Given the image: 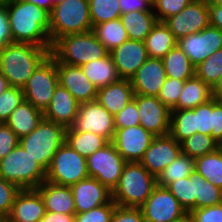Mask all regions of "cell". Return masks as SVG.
I'll use <instances>...</instances> for the list:
<instances>
[{
    "instance_id": "1",
    "label": "cell",
    "mask_w": 222,
    "mask_h": 222,
    "mask_svg": "<svg viewBox=\"0 0 222 222\" xmlns=\"http://www.w3.org/2000/svg\"><path fill=\"white\" fill-rule=\"evenodd\" d=\"M13 43H29L51 48L49 13L21 0H6Z\"/></svg>"
},
{
    "instance_id": "2",
    "label": "cell",
    "mask_w": 222,
    "mask_h": 222,
    "mask_svg": "<svg viewBox=\"0 0 222 222\" xmlns=\"http://www.w3.org/2000/svg\"><path fill=\"white\" fill-rule=\"evenodd\" d=\"M51 48L12 43L0 50V72L10 86L22 88L35 69L50 55Z\"/></svg>"
},
{
    "instance_id": "3",
    "label": "cell",
    "mask_w": 222,
    "mask_h": 222,
    "mask_svg": "<svg viewBox=\"0 0 222 222\" xmlns=\"http://www.w3.org/2000/svg\"><path fill=\"white\" fill-rule=\"evenodd\" d=\"M156 185V177L140 162H127L111 197L118 206L140 208Z\"/></svg>"
},
{
    "instance_id": "4",
    "label": "cell",
    "mask_w": 222,
    "mask_h": 222,
    "mask_svg": "<svg viewBox=\"0 0 222 222\" xmlns=\"http://www.w3.org/2000/svg\"><path fill=\"white\" fill-rule=\"evenodd\" d=\"M108 53L92 31L59 37L52 43L50 50V55L57 63L73 66L101 59Z\"/></svg>"
},
{
    "instance_id": "5",
    "label": "cell",
    "mask_w": 222,
    "mask_h": 222,
    "mask_svg": "<svg viewBox=\"0 0 222 222\" xmlns=\"http://www.w3.org/2000/svg\"><path fill=\"white\" fill-rule=\"evenodd\" d=\"M51 43L69 34L92 31L88 0H66L54 5L49 14Z\"/></svg>"
},
{
    "instance_id": "6",
    "label": "cell",
    "mask_w": 222,
    "mask_h": 222,
    "mask_svg": "<svg viewBox=\"0 0 222 222\" xmlns=\"http://www.w3.org/2000/svg\"><path fill=\"white\" fill-rule=\"evenodd\" d=\"M0 177L21 189H36L46 180V170L18 144L0 160Z\"/></svg>"
},
{
    "instance_id": "7",
    "label": "cell",
    "mask_w": 222,
    "mask_h": 222,
    "mask_svg": "<svg viewBox=\"0 0 222 222\" xmlns=\"http://www.w3.org/2000/svg\"><path fill=\"white\" fill-rule=\"evenodd\" d=\"M65 141L66 128L43 119L35 130L19 139V144L47 170L58 148Z\"/></svg>"
},
{
    "instance_id": "8",
    "label": "cell",
    "mask_w": 222,
    "mask_h": 222,
    "mask_svg": "<svg viewBox=\"0 0 222 222\" xmlns=\"http://www.w3.org/2000/svg\"><path fill=\"white\" fill-rule=\"evenodd\" d=\"M87 177L86 158L66 142L58 148L46 170V181L58 185L71 186Z\"/></svg>"
},
{
    "instance_id": "9",
    "label": "cell",
    "mask_w": 222,
    "mask_h": 222,
    "mask_svg": "<svg viewBox=\"0 0 222 222\" xmlns=\"http://www.w3.org/2000/svg\"><path fill=\"white\" fill-rule=\"evenodd\" d=\"M59 85L57 62L49 55L29 77L23 87L24 100L44 111Z\"/></svg>"
},
{
    "instance_id": "10",
    "label": "cell",
    "mask_w": 222,
    "mask_h": 222,
    "mask_svg": "<svg viewBox=\"0 0 222 222\" xmlns=\"http://www.w3.org/2000/svg\"><path fill=\"white\" fill-rule=\"evenodd\" d=\"M89 177L97 179L110 191L117 185L127 163L117 152L112 142L86 158Z\"/></svg>"
},
{
    "instance_id": "11",
    "label": "cell",
    "mask_w": 222,
    "mask_h": 222,
    "mask_svg": "<svg viewBox=\"0 0 222 222\" xmlns=\"http://www.w3.org/2000/svg\"><path fill=\"white\" fill-rule=\"evenodd\" d=\"M79 132H92L112 142L115 134L114 116L97 100L79 105L78 114L72 126Z\"/></svg>"
},
{
    "instance_id": "12",
    "label": "cell",
    "mask_w": 222,
    "mask_h": 222,
    "mask_svg": "<svg viewBox=\"0 0 222 222\" xmlns=\"http://www.w3.org/2000/svg\"><path fill=\"white\" fill-rule=\"evenodd\" d=\"M140 209L145 222H174L187 214L167 187L159 185L154 187Z\"/></svg>"
},
{
    "instance_id": "13",
    "label": "cell",
    "mask_w": 222,
    "mask_h": 222,
    "mask_svg": "<svg viewBox=\"0 0 222 222\" xmlns=\"http://www.w3.org/2000/svg\"><path fill=\"white\" fill-rule=\"evenodd\" d=\"M164 23L176 40L198 33L210 24L208 1L192 0L187 7L166 19Z\"/></svg>"
},
{
    "instance_id": "14",
    "label": "cell",
    "mask_w": 222,
    "mask_h": 222,
    "mask_svg": "<svg viewBox=\"0 0 222 222\" xmlns=\"http://www.w3.org/2000/svg\"><path fill=\"white\" fill-rule=\"evenodd\" d=\"M176 45L188 56L194 67L222 48V31L208 25L198 33L177 40Z\"/></svg>"
},
{
    "instance_id": "15",
    "label": "cell",
    "mask_w": 222,
    "mask_h": 222,
    "mask_svg": "<svg viewBox=\"0 0 222 222\" xmlns=\"http://www.w3.org/2000/svg\"><path fill=\"white\" fill-rule=\"evenodd\" d=\"M140 125L154 136L170 132L171 110L157 96L134 94Z\"/></svg>"
},
{
    "instance_id": "16",
    "label": "cell",
    "mask_w": 222,
    "mask_h": 222,
    "mask_svg": "<svg viewBox=\"0 0 222 222\" xmlns=\"http://www.w3.org/2000/svg\"><path fill=\"white\" fill-rule=\"evenodd\" d=\"M154 137L141 125L116 128L112 143L126 162H140Z\"/></svg>"
},
{
    "instance_id": "17",
    "label": "cell",
    "mask_w": 222,
    "mask_h": 222,
    "mask_svg": "<svg viewBox=\"0 0 222 222\" xmlns=\"http://www.w3.org/2000/svg\"><path fill=\"white\" fill-rule=\"evenodd\" d=\"M181 153V144L170 134L155 136L140 163L157 178Z\"/></svg>"
},
{
    "instance_id": "18",
    "label": "cell",
    "mask_w": 222,
    "mask_h": 222,
    "mask_svg": "<svg viewBox=\"0 0 222 222\" xmlns=\"http://www.w3.org/2000/svg\"><path fill=\"white\" fill-rule=\"evenodd\" d=\"M59 84L80 103L96 100L98 89L84 74L80 66L57 63Z\"/></svg>"
},
{
    "instance_id": "19",
    "label": "cell",
    "mask_w": 222,
    "mask_h": 222,
    "mask_svg": "<svg viewBox=\"0 0 222 222\" xmlns=\"http://www.w3.org/2000/svg\"><path fill=\"white\" fill-rule=\"evenodd\" d=\"M166 79L162 60L148 57L130 81L134 94L158 96Z\"/></svg>"
},
{
    "instance_id": "20",
    "label": "cell",
    "mask_w": 222,
    "mask_h": 222,
    "mask_svg": "<svg viewBox=\"0 0 222 222\" xmlns=\"http://www.w3.org/2000/svg\"><path fill=\"white\" fill-rule=\"evenodd\" d=\"M118 76L130 79L147 60V50L144 41L126 40L110 52Z\"/></svg>"
},
{
    "instance_id": "21",
    "label": "cell",
    "mask_w": 222,
    "mask_h": 222,
    "mask_svg": "<svg viewBox=\"0 0 222 222\" xmlns=\"http://www.w3.org/2000/svg\"><path fill=\"white\" fill-rule=\"evenodd\" d=\"M76 213L89 211L107 204L111 199V191L97 179L87 177L70 186Z\"/></svg>"
},
{
    "instance_id": "22",
    "label": "cell",
    "mask_w": 222,
    "mask_h": 222,
    "mask_svg": "<svg viewBox=\"0 0 222 222\" xmlns=\"http://www.w3.org/2000/svg\"><path fill=\"white\" fill-rule=\"evenodd\" d=\"M46 209L36 189H21L16 195L7 222H40Z\"/></svg>"
},
{
    "instance_id": "23",
    "label": "cell",
    "mask_w": 222,
    "mask_h": 222,
    "mask_svg": "<svg viewBox=\"0 0 222 222\" xmlns=\"http://www.w3.org/2000/svg\"><path fill=\"white\" fill-rule=\"evenodd\" d=\"M80 103L60 84L55 89L52 99L43 111L44 119L55 122L63 127L73 126L78 114Z\"/></svg>"
},
{
    "instance_id": "24",
    "label": "cell",
    "mask_w": 222,
    "mask_h": 222,
    "mask_svg": "<svg viewBox=\"0 0 222 222\" xmlns=\"http://www.w3.org/2000/svg\"><path fill=\"white\" fill-rule=\"evenodd\" d=\"M36 190L43 198L47 212L76 214L73 192L70 186L42 182Z\"/></svg>"
},
{
    "instance_id": "25",
    "label": "cell",
    "mask_w": 222,
    "mask_h": 222,
    "mask_svg": "<svg viewBox=\"0 0 222 222\" xmlns=\"http://www.w3.org/2000/svg\"><path fill=\"white\" fill-rule=\"evenodd\" d=\"M134 97L130 79L120 78L98 89L96 100L113 116L117 115Z\"/></svg>"
},
{
    "instance_id": "26",
    "label": "cell",
    "mask_w": 222,
    "mask_h": 222,
    "mask_svg": "<svg viewBox=\"0 0 222 222\" xmlns=\"http://www.w3.org/2000/svg\"><path fill=\"white\" fill-rule=\"evenodd\" d=\"M44 119L43 111L23 100L5 122L18 136L22 138L35 130Z\"/></svg>"
},
{
    "instance_id": "27",
    "label": "cell",
    "mask_w": 222,
    "mask_h": 222,
    "mask_svg": "<svg viewBox=\"0 0 222 222\" xmlns=\"http://www.w3.org/2000/svg\"><path fill=\"white\" fill-rule=\"evenodd\" d=\"M213 98L212 89L194 75L185 80L178 103L171 110L193 109Z\"/></svg>"
},
{
    "instance_id": "28",
    "label": "cell",
    "mask_w": 222,
    "mask_h": 222,
    "mask_svg": "<svg viewBox=\"0 0 222 222\" xmlns=\"http://www.w3.org/2000/svg\"><path fill=\"white\" fill-rule=\"evenodd\" d=\"M80 67L97 89L106 87L120 79L110 53L101 59L93 60Z\"/></svg>"
},
{
    "instance_id": "29",
    "label": "cell",
    "mask_w": 222,
    "mask_h": 222,
    "mask_svg": "<svg viewBox=\"0 0 222 222\" xmlns=\"http://www.w3.org/2000/svg\"><path fill=\"white\" fill-rule=\"evenodd\" d=\"M144 42L148 57L162 59L176 46L177 40L164 22L157 21Z\"/></svg>"
},
{
    "instance_id": "30",
    "label": "cell",
    "mask_w": 222,
    "mask_h": 222,
    "mask_svg": "<svg viewBox=\"0 0 222 222\" xmlns=\"http://www.w3.org/2000/svg\"><path fill=\"white\" fill-rule=\"evenodd\" d=\"M120 19L126 30L128 39L145 41L151 28L157 22L153 11H135L121 14Z\"/></svg>"
},
{
    "instance_id": "31",
    "label": "cell",
    "mask_w": 222,
    "mask_h": 222,
    "mask_svg": "<svg viewBox=\"0 0 222 222\" xmlns=\"http://www.w3.org/2000/svg\"><path fill=\"white\" fill-rule=\"evenodd\" d=\"M167 78L187 80L195 75V67L177 45L162 59Z\"/></svg>"
},
{
    "instance_id": "32",
    "label": "cell",
    "mask_w": 222,
    "mask_h": 222,
    "mask_svg": "<svg viewBox=\"0 0 222 222\" xmlns=\"http://www.w3.org/2000/svg\"><path fill=\"white\" fill-rule=\"evenodd\" d=\"M65 142L85 158L109 143L103 136L92 132H79L73 127L66 129Z\"/></svg>"
},
{
    "instance_id": "33",
    "label": "cell",
    "mask_w": 222,
    "mask_h": 222,
    "mask_svg": "<svg viewBox=\"0 0 222 222\" xmlns=\"http://www.w3.org/2000/svg\"><path fill=\"white\" fill-rule=\"evenodd\" d=\"M194 170L206 181L222 189V146L194 159Z\"/></svg>"
},
{
    "instance_id": "34",
    "label": "cell",
    "mask_w": 222,
    "mask_h": 222,
    "mask_svg": "<svg viewBox=\"0 0 222 222\" xmlns=\"http://www.w3.org/2000/svg\"><path fill=\"white\" fill-rule=\"evenodd\" d=\"M92 32L109 53L128 40L126 30L120 18L94 25Z\"/></svg>"
},
{
    "instance_id": "35",
    "label": "cell",
    "mask_w": 222,
    "mask_h": 222,
    "mask_svg": "<svg viewBox=\"0 0 222 222\" xmlns=\"http://www.w3.org/2000/svg\"><path fill=\"white\" fill-rule=\"evenodd\" d=\"M167 189L179 201V204L189 213L195 209L196 171L190 176L178 179L168 184Z\"/></svg>"
},
{
    "instance_id": "36",
    "label": "cell",
    "mask_w": 222,
    "mask_h": 222,
    "mask_svg": "<svg viewBox=\"0 0 222 222\" xmlns=\"http://www.w3.org/2000/svg\"><path fill=\"white\" fill-rule=\"evenodd\" d=\"M193 171L194 159L181 153L158 175L157 185L166 187L171 182L190 176Z\"/></svg>"
},
{
    "instance_id": "37",
    "label": "cell",
    "mask_w": 222,
    "mask_h": 222,
    "mask_svg": "<svg viewBox=\"0 0 222 222\" xmlns=\"http://www.w3.org/2000/svg\"><path fill=\"white\" fill-rule=\"evenodd\" d=\"M194 133V110H171L169 134L178 143H181L185 139L191 137Z\"/></svg>"
},
{
    "instance_id": "38",
    "label": "cell",
    "mask_w": 222,
    "mask_h": 222,
    "mask_svg": "<svg viewBox=\"0 0 222 222\" xmlns=\"http://www.w3.org/2000/svg\"><path fill=\"white\" fill-rule=\"evenodd\" d=\"M180 144L182 153L193 159L214 152L221 146L212 136L199 132L194 133Z\"/></svg>"
},
{
    "instance_id": "39",
    "label": "cell",
    "mask_w": 222,
    "mask_h": 222,
    "mask_svg": "<svg viewBox=\"0 0 222 222\" xmlns=\"http://www.w3.org/2000/svg\"><path fill=\"white\" fill-rule=\"evenodd\" d=\"M222 74V48L195 67V75L211 89L216 85Z\"/></svg>"
},
{
    "instance_id": "40",
    "label": "cell",
    "mask_w": 222,
    "mask_h": 222,
    "mask_svg": "<svg viewBox=\"0 0 222 222\" xmlns=\"http://www.w3.org/2000/svg\"><path fill=\"white\" fill-rule=\"evenodd\" d=\"M92 26L121 16L118 0H88Z\"/></svg>"
},
{
    "instance_id": "41",
    "label": "cell",
    "mask_w": 222,
    "mask_h": 222,
    "mask_svg": "<svg viewBox=\"0 0 222 222\" xmlns=\"http://www.w3.org/2000/svg\"><path fill=\"white\" fill-rule=\"evenodd\" d=\"M222 203V189L214 186L196 172L195 209Z\"/></svg>"
},
{
    "instance_id": "42",
    "label": "cell",
    "mask_w": 222,
    "mask_h": 222,
    "mask_svg": "<svg viewBox=\"0 0 222 222\" xmlns=\"http://www.w3.org/2000/svg\"><path fill=\"white\" fill-rule=\"evenodd\" d=\"M24 100L22 88L8 87L0 95V123H5L13 110Z\"/></svg>"
},
{
    "instance_id": "43",
    "label": "cell",
    "mask_w": 222,
    "mask_h": 222,
    "mask_svg": "<svg viewBox=\"0 0 222 222\" xmlns=\"http://www.w3.org/2000/svg\"><path fill=\"white\" fill-rule=\"evenodd\" d=\"M194 110V130L211 136L213 128V98L204 104L193 108Z\"/></svg>"
},
{
    "instance_id": "44",
    "label": "cell",
    "mask_w": 222,
    "mask_h": 222,
    "mask_svg": "<svg viewBox=\"0 0 222 222\" xmlns=\"http://www.w3.org/2000/svg\"><path fill=\"white\" fill-rule=\"evenodd\" d=\"M192 0H153L152 9L156 20L164 22L169 17L178 14Z\"/></svg>"
},
{
    "instance_id": "45",
    "label": "cell",
    "mask_w": 222,
    "mask_h": 222,
    "mask_svg": "<svg viewBox=\"0 0 222 222\" xmlns=\"http://www.w3.org/2000/svg\"><path fill=\"white\" fill-rule=\"evenodd\" d=\"M116 203L111 199L107 204L89 211L76 213L75 222H111Z\"/></svg>"
},
{
    "instance_id": "46",
    "label": "cell",
    "mask_w": 222,
    "mask_h": 222,
    "mask_svg": "<svg viewBox=\"0 0 222 222\" xmlns=\"http://www.w3.org/2000/svg\"><path fill=\"white\" fill-rule=\"evenodd\" d=\"M185 80L167 78L157 96L170 110L178 103Z\"/></svg>"
},
{
    "instance_id": "47",
    "label": "cell",
    "mask_w": 222,
    "mask_h": 222,
    "mask_svg": "<svg viewBox=\"0 0 222 222\" xmlns=\"http://www.w3.org/2000/svg\"><path fill=\"white\" fill-rule=\"evenodd\" d=\"M21 188L0 177V215L7 217L11 211L16 195Z\"/></svg>"
},
{
    "instance_id": "48",
    "label": "cell",
    "mask_w": 222,
    "mask_h": 222,
    "mask_svg": "<svg viewBox=\"0 0 222 222\" xmlns=\"http://www.w3.org/2000/svg\"><path fill=\"white\" fill-rule=\"evenodd\" d=\"M115 128H127L140 125L136 101L132 99L117 115L114 116Z\"/></svg>"
},
{
    "instance_id": "49",
    "label": "cell",
    "mask_w": 222,
    "mask_h": 222,
    "mask_svg": "<svg viewBox=\"0 0 222 222\" xmlns=\"http://www.w3.org/2000/svg\"><path fill=\"white\" fill-rule=\"evenodd\" d=\"M189 214L194 222H222V203L194 209Z\"/></svg>"
},
{
    "instance_id": "50",
    "label": "cell",
    "mask_w": 222,
    "mask_h": 222,
    "mask_svg": "<svg viewBox=\"0 0 222 222\" xmlns=\"http://www.w3.org/2000/svg\"><path fill=\"white\" fill-rule=\"evenodd\" d=\"M19 144V138L6 124L0 123V160Z\"/></svg>"
},
{
    "instance_id": "51",
    "label": "cell",
    "mask_w": 222,
    "mask_h": 222,
    "mask_svg": "<svg viewBox=\"0 0 222 222\" xmlns=\"http://www.w3.org/2000/svg\"><path fill=\"white\" fill-rule=\"evenodd\" d=\"M111 222H145V220L140 208L116 205Z\"/></svg>"
},
{
    "instance_id": "52",
    "label": "cell",
    "mask_w": 222,
    "mask_h": 222,
    "mask_svg": "<svg viewBox=\"0 0 222 222\" xmlns=\"http://www.w3.org/2000/svg\"><path fill=\"white\" fill-rule=\"evenodd\" d=\"M12 43L6 0H0V50Z\"/></svg>"
},
{
    "instance_id": "53",
    "label": "cell",
    "mask_w": 222,
    "mask_h": 222,
    "mask_svg": "<svg viewBox=\"0 0 222 222\" xmlns=\"http://www.w3.org/2000/svg\"><path fill=\"white\" fill-rule=\"evenodd\" d=\"M211 136L222 146V99L213 97V128Z\"/></svg>"
},
{
    "instance_id": "54",
    "label": "cell",
    "mask_w": 222,
    "mask_h": 222,
    "mask_svg": "<svg viewBox=\"0 0 222 222\" xmlns=\"http://www.w3.org/2000/svg\"><path fill=\"white\" fill-rule=\"evenodd\" d=\"M121 14L135 11H153L152 0H118Z\"/></svg>"
},
{
    "instance_id": "55",
    "label": "cell",
    "mask_w": 222,
    "mask_h": 222,
    "mask_svg": "<svg viewBox=\"0 0 222 222\" xmlns=\"http://www.w3.org/2000/svg\"><path fill=\"white\" fill-rule=\"evenodd\" d=\"M40 222H75V214L47 212Z\"/></svg>"
},
{
    "instance_id": "56",
    "label": "cell",
    "mask_w": 222,
    "mask_h": 222,
    "mask_svg": "<svg viewBox=\"0 0 222 222\" xmlns=\"http://www.w3.org/2000/svg\"><path fill=\"white\" fill-rule=\"evenodd\" d=\"M210 25L222 31V6L208 5Z\"/></svg>"
},
{
    "instance_id": "57",
    "label": "cell",
    "mask_w": 222,
    "mask_h": 222,
    "mask_svg": "<svg viewBox=\"0 0 222 222\" xmlns=\"http://www.w3.org/2000/svg\"><path fill=\"white\" fill-rule=\"evenodd\" d=\"M21 1L33 3L38 7L45 9L49 14L54 7V5L51 3L50 0H21Z\"/></svg>"
},
{
    "instance_id": "58",
    "label": "cell",
    "mask_w": 222,
    "mask_h": 222,
    "mask_svg": "<svg viewBox=\"0 0 222 222\" xmlns=\"http://www.w3.org/2000/svg\"><path fill=\"white\" fill-rule=\"evenodd\" d=\"M212 95L215 98L222 99V74L216 85L212 88Z\"/></svg>"
},
{
    "instance_id": "59",
    "label": "cell",
    "mask_w": 222,
    "mask_h": 222,
    "mask_svg": "<svg viewBox=\"0 0 222 222\" xmlns=\"http://www.w3.org/2000/svg\"><path fill=\"white\" fill-rule=\"evenodd\" d=\"M10 87L8 80L5 78V76L0 72V95L8 88Z\"/></svg>"
},
{
    "instance_id": "60",
    "label": "cell",
    "mask_w": 222,
    "mask_h": 222,
    "mask_svg": "<svg viewBox=\"0 0 222 222\" xmlns=\"http://www.w3.org/2000/svg\"><path fill=\"white\" fill-rule=\"evenodd\" d=\"M174 222H194L191 215L189 213H187L186 215H184L182 218L174 221Z\"/></svg>"
},
{
    "instance_id": "61",
    "label": "cell",
    "mask_w": 222,
    "mask_h": 222,
    "mask_svg": "<svg viewBox=\"0 0 222 222\" xmlns=\"http://www.w3.org/2000/svg\"><path fill=\"white\" fill-rule=\"evenodd\" d=\"M208 5L222 6V0H207Z\"/></svg>"
},
{
    "instance_id": "62",
    "label": "cell",
    "mask_w": 222,
    "mask_h": 222,
    "mask_svg": "<svg viewBox=\"0 0 222 222\" xmlns=\"http://www.w3.org/2000/svg\"><path fill=\"white\" fill-rule=\"evenodd\" d=\"M53 5H57L59 3L65 2L66 0H50Z\"/></svg>"
},
{
    "instance_id": "63",
    "label": "cell",
    "mask_w": 222,
    "mask_h": 222,
    "mask_svg": "<svg viewBox=\"0 0 222 222\" xmlns=\"http://www.w3.org/2000/svg\"><path fill=\"white\" fill-rule=\"evenodd\" d=\"M0 222H7V218L3 215H0Z\"/></svg>"
}]
</instances>
